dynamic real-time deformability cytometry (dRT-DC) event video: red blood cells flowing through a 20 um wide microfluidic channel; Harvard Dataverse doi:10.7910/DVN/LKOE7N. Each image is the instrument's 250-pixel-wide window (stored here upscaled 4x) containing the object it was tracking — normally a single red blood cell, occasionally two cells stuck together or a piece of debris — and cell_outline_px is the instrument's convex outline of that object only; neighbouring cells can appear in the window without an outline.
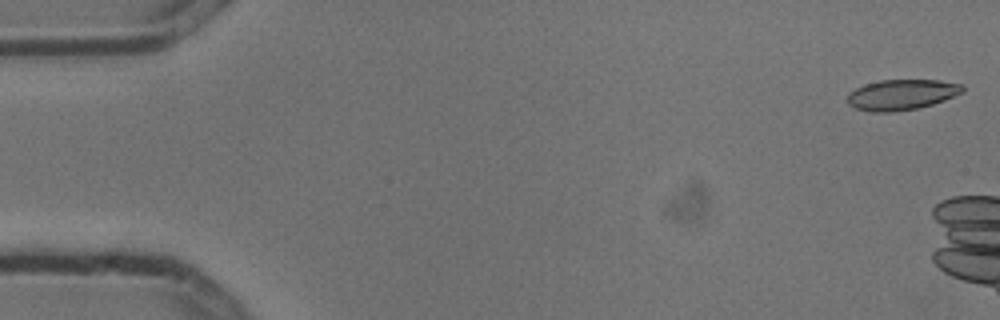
{"species": "common noctule bat (a hibernating species)", "species_latin": "Nyctalus noctula", "temperature_condition": "cold", "stored_images_in_passage": 4, "camera_frame_rate_fps": 3000, "um_per_image_px": 0.085, "animal": {"sex": "male", "body_mass_g": 13.3}, "frame": {"image": 1, "passage_image": 1, "time_ms": 0.0, "image_size_px": [1000, 320], "cell_outline_px": [[964, 92], [944, 100], [932, 104], [916, 108], [892, 112], [872, 112], [856, 108], [848, 104], [848, 92], [864, 84], [880, 80], [940, 80], [960, 84], [964, 88]], "centroid_in_image_um": [76.62, 8.04], "position_along_channel_um": 8.4, "area_um2": 20.4}}